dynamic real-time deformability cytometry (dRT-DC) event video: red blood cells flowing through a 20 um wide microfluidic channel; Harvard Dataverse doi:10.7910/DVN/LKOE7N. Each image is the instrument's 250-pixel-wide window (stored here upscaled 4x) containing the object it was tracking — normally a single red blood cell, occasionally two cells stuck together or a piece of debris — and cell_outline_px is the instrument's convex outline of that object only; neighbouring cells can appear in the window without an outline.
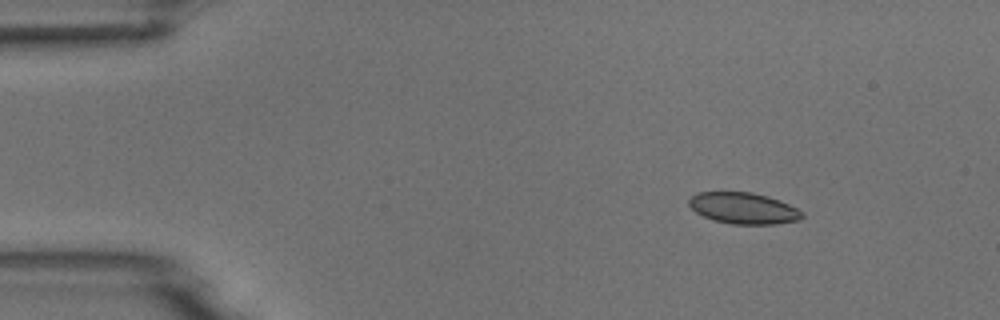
{"species": "common noctule bat (a hibernating species)", "species_latin": "Nyctalus noctula", "temperature_condition": "room temperature", "stored_images_in_passage": 3, "camera_frame_rate_fps": 3000, "um_per_image_px": 0.085, "animal": {"sex": "male", "body_mass_g": 18.8}, "frame": {"image": 1, "passage_image": 1, "time_ms": 0.0, "image_size_px": [1000, 320], "cell_outline_px": [[804, 216], [800, 220], [776, 224], [732, 224], [712, 220], [696, 212], [688, 204], [688, 200], [696, 192], [752, 192], [768, 196], [780, 200], [804, 212]], "centroid_in_image_um": [63.21, 17.7], "position_along_channel_um": 21.8, "area_um2": 20.75}}